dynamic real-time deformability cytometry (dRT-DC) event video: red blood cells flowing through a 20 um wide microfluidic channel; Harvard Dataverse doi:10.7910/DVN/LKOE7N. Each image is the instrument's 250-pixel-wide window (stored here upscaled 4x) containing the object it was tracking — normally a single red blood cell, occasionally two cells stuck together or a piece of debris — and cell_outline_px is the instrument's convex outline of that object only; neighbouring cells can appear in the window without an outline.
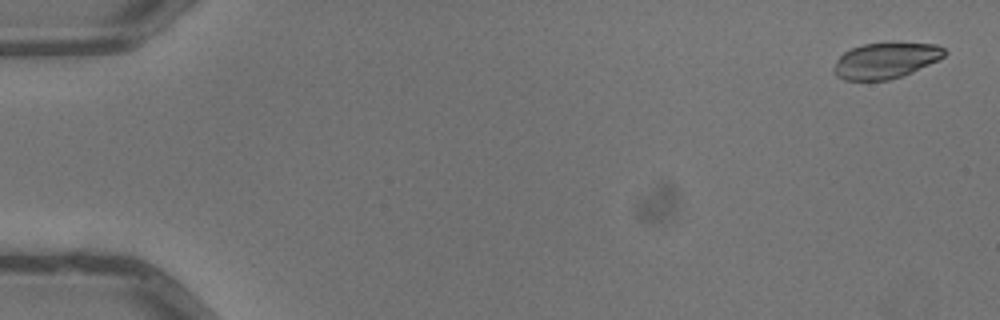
{"species": "common noctule bat (a hibernating species)", "species_latin": "Nyctalus noctula", "temperature_condition": "warm", "stored_images_in_passage": 4, "camera_frame_rate_fps": 3000, "um_per_image_px": 0.085, "animal": {"sex": "male", "body_mass_g": 13.3}, "frame": {"image": 1, "passage_image": 1, "time_ms": 0.0, "image_size_px": [1000, 320], "cell_outline_px": [[948, 52], [944, 56], [904, 76], [888, 80], [844, 80], [836, 76], [832, 72], [832, 68], [836, 60], [844, 52], [852, 48], [864, 44], [936, 44], [944, 48]], "centroid_in_image_um": [75.23, 5.17], "position_along_channel_um": 9.8, "area_um2": 22.77}}